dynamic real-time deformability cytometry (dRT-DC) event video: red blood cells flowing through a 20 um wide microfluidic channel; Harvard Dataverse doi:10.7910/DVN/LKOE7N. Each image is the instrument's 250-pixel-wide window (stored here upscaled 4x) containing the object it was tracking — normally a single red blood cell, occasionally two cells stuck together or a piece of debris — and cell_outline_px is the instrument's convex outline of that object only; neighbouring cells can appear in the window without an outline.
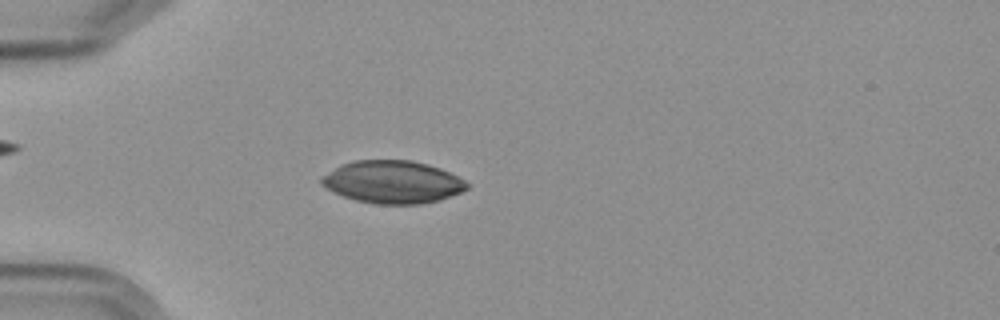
{"species": "Egyptian fruit bat (a non-hibernating species)", "species_latin": "Rousettus aegyptiacus", "temperature_condition": "cold", "stored_images_in_passage": 6, "segment_of_instrument_passage": [2, 2], "camera_frame_rate_fps": 3000, "um_per_image_px": 0.085, "frame": {"image": 1, "passage_image": 6, "time_ms": 6.667, "image_size_px": [1000, 320], "cell_outline_px": [[468, 188], [460, 192], [440, 200], [420, 204], [376, 204], [356, 200], [344, 196], [320, 184], [320, 176], [340, 164], [356, 160], [412, 160], [428, 164], [440, 168], [464, 180], [468, 184]], "centroid_in_image_um": [33.35, 15.46], "position_along_channel_um": 51.7, "area_um2": 36.07}}